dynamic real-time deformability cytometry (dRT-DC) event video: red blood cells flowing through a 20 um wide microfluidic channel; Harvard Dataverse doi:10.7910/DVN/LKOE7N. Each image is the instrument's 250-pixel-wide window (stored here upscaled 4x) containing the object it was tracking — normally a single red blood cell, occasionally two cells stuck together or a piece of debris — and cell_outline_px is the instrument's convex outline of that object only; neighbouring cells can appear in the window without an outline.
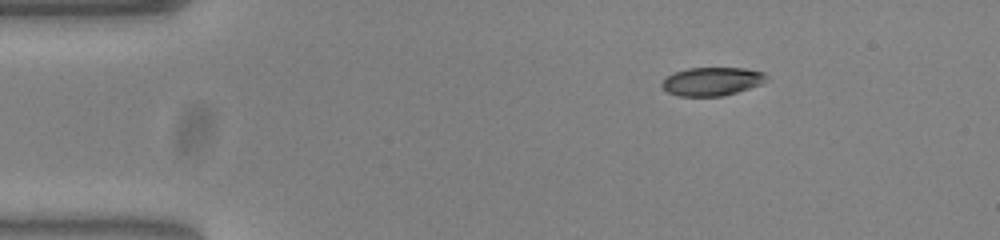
{"species": "common noctule bat (a hibernating species)", "species_latin": "Nyctalus noctula", "temperature_condition": "warm", "stored_images_in_passage": 47, "camera_frame_rate_fps": 3000, "um_per_image_px": 0.085, "animal": {"sex": "female", "body_mass_g": 23.0, "forearm_length_mm": 53.4}, "frame": {"image": 1, "passage_image": 1, "time_ms": 0.0, "image_size_px": [1000, 240], "cell_outline_px": [[768, 80], [760, 84], [736, 92], [720, 96], [680, 96], [668, 92], [660, 84], [668, 76], [676, 72], [688, 68], [744, 68], [764, 72], [768, 76]], "centroid_in_image_um": [60.54, 6.91], "position_along_channel_um": 24.5, "area_um2": 17.11}}
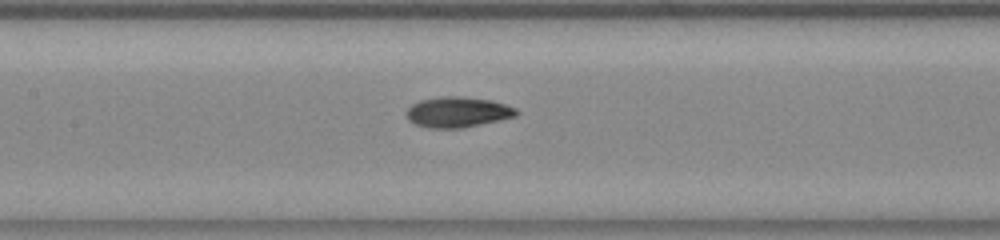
{"frame": {"image": 2, "passage_image": 18, "time_ms": 5.667, "image_size_px": [1000, 240], "cell_outline_px": [[520, 112], [516, 116], [500, 120], [464, 128], [432, 128], [416, 124], [408, 120], [404, 112], [412, 104], [420, 100], [440, 96], [460, 96], [492, 100], [516, 108]], "centroid_in_image_um": [38.9, 9.52], "position_along_channel_um": 168.5, "area_um2": 19.71}}
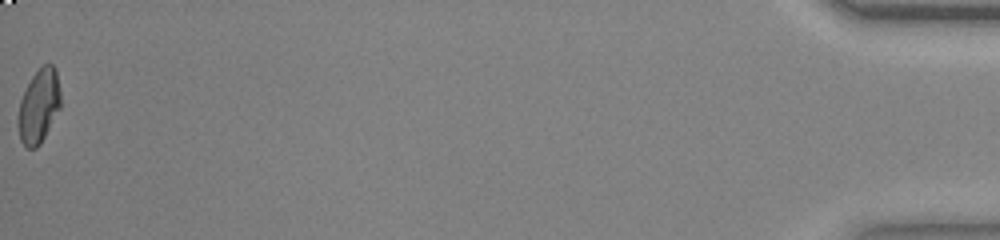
{"frame": {"image": 3, "passage_image": 47, "time_ms": 15.333, "image_size_px": [1000, 240], "cell_outline_px": [[60, 108], [40, 144], [36, 148], [28, 148], [20, 140], [16, 120], [20, 100], [32, 76], [44, 64], [52, 64], [56, 68], [60, 92]], "centroid_in_image_um": [3.28, 9.03], "position_along_channel_um": 431.9, "area_um2": 18.26}, "authors_computed_cell_mechanics": {"area_um2": 18.6694, "velocity_mm_per_s": 3.8058, "shape_relaxation_time_tau1_ms": 3.5941, "shape_relaxation_time_tau2_ms": 1.9612, "deformation_change_tau1": 0.1716, "deformation_change_tau2": 0.0607}}